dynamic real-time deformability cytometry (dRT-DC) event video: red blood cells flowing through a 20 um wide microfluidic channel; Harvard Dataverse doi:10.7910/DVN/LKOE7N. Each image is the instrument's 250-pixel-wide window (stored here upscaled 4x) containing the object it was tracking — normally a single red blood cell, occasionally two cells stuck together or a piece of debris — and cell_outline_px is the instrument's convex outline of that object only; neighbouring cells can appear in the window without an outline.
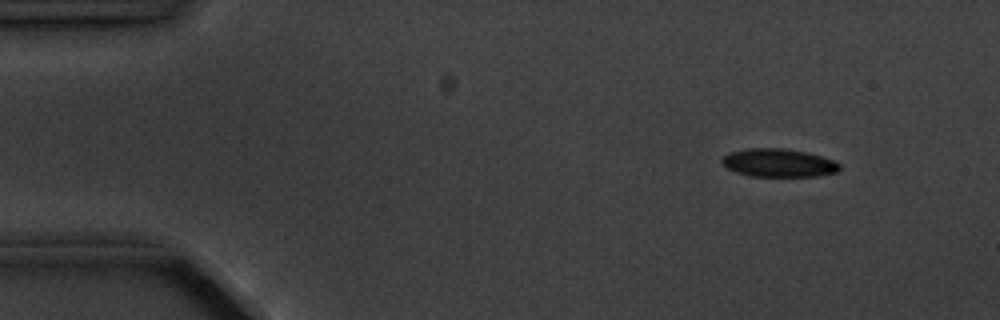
{"species": "common noctule bat (a hibernating species)", "species_latin": "Nyctalus noctula", "temperature_condition": "cold", "stored_images_in_passage": 7, "camera_frame_rate_fps": 3000, "um_per_image_px": 0.085, "animal": {"sex": "male", "body_mass_g": 20.1, "forearm_length_mm": 53.5}, "frame": {"image": 1, "passage_image": 2, "time_ms": 1.0, "image_size_px": [1000, 320], "cell_outline_px": [[840, 168], [836, 172], [816, 176], [748, 176], [736, 172], [720, 164], [720, 160], [728, 152], [748, 148], [784, 148], [808, 152], [836, 160], [840, 164]], "centroid_in_image_um": [66.17, 13.83], "position_along_channel_um": 18.8, "area_um2": 19.59}}
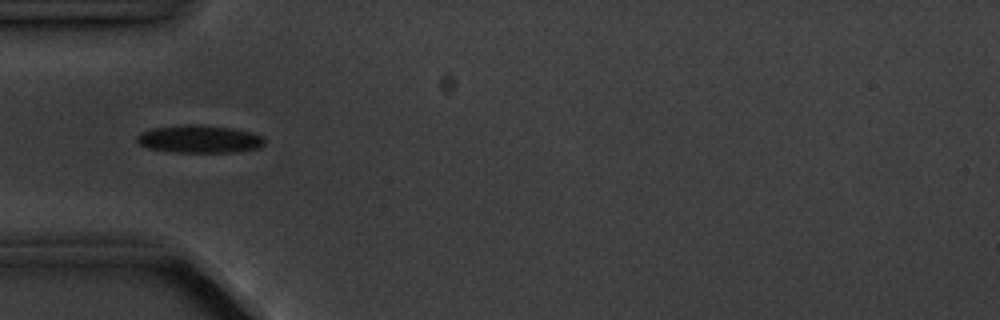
{"frame": {"image": 2, "passage_image": 5, "time_ms": 4.667, "image_size_px": [1000, 320], "cell_outline_px": [[264, 144], [260, 148], [240, 152], [172, 152], [148, 148], [140, 144], [136, 140], [136, 136], [140, 132], [152, 128], [180, 124], [204, 124], [232, 128], [252, 132], [264, 136]], "centroid_in_image_um": [16.97, 11.81], "position_along_channel_um": 68.0, "area_um2": 21.1}}
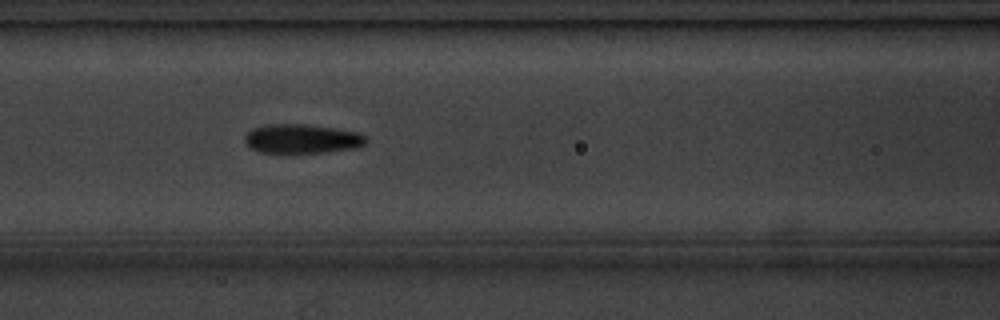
{"frame": {"image": 3, "passage_image": 7, "time_ms": 6.667, "image_size_px": [1000, 320], "cell_outline_px": [[368, 140], [364, 144], [352, 148], [324, 152], [260, 152], [248, 148], [244, 140], [244, 136], [252, 128], [268, 124], [304, 124], [360, 132], [368, 136]], "centroid_in_image_um": [25.64, 11.78], "position_along_channel_um": 141.0, "area_um2": 20.58}}